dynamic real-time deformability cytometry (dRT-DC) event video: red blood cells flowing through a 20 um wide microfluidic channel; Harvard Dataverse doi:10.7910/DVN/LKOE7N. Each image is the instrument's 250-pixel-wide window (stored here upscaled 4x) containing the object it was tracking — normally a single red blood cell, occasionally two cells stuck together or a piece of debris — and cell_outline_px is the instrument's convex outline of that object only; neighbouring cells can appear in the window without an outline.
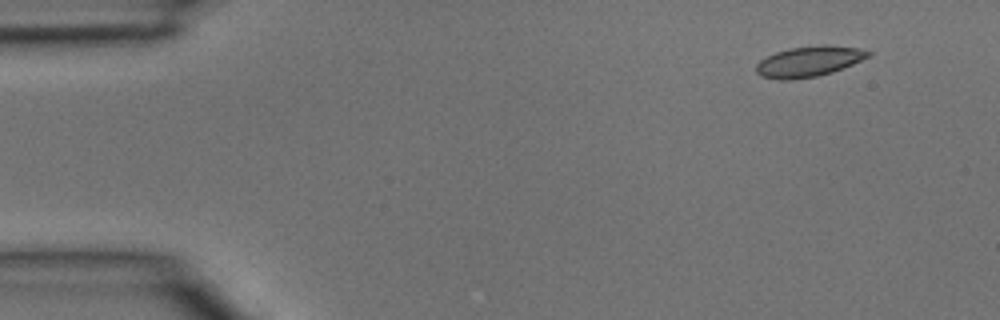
{"species": "common noctule bat (a hibernating species)", "species_latin": "Nyctalus noctula", "temperature_condition": "room temperature", "stored_images_in_passage": 4, "camera_frame_rate_fps": 3000, "um_per_image_px": 0.085, "animal": {"sex": "male", "body_mass_g": 15.6}, "frame": {"image": 1, "passage_image": 1, "time_ms": 0.0, "image_size_px": [1000, 320], "cell_outline_px": [[872, 56], [832, 72], [816, 76], [788, 80], [776, 80], [760, 76], [756, 72], [756, 64], [760, 60], [776, 52], [788, 48], [820, 44], [824, 44], [856, 48], [872, 52]], "centroid_in_image_um": [68.74, 5.22], "position_along_channel_um": 16.3, "area_um2": 20.0}}